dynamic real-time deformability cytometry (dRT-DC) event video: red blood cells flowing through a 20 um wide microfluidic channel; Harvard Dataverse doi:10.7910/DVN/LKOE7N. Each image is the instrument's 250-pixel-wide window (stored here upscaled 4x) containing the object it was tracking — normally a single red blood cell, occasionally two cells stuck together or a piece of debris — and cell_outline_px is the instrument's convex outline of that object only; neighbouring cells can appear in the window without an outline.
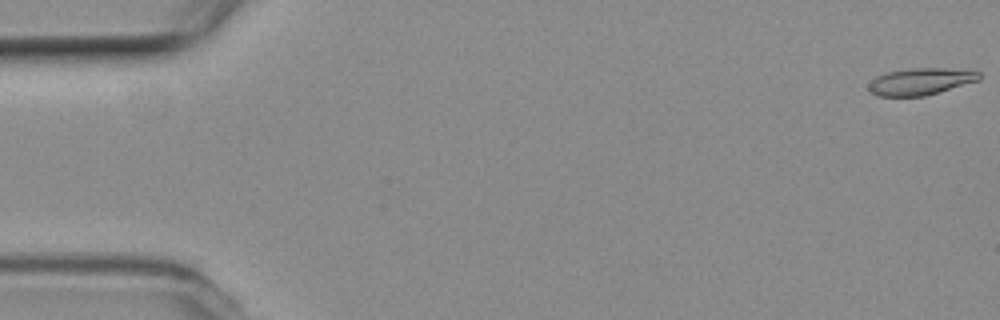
{"species": "common noctule bat (a hibernating species)", "species_latin": "Nyctalus noctula", "temperature_condition": "room temperature", "stored_images_in_passage": 8, "camera_frame_rate_fps": 3000, "um_per_image_px": 0.085, "animal": {"sex": "female", "body_mass_g": 19.3, "forearm_length_mm": 54.1}, "frame": {"image": 1, "passage_image": 1, "time_ms": 0.0, "image_size_px": [1000, 320], "cell_outline_px": [[980, 80], [924, 96], [876, 96], [868, 88], [868, 84], [876, 76], [888, 72], [908, 68], [944, 68], [980, 72]], "centroid_in_image_um": [78.22, 6.92], "position_along_channel_um": 6.8, "area_um2": 17.17}}